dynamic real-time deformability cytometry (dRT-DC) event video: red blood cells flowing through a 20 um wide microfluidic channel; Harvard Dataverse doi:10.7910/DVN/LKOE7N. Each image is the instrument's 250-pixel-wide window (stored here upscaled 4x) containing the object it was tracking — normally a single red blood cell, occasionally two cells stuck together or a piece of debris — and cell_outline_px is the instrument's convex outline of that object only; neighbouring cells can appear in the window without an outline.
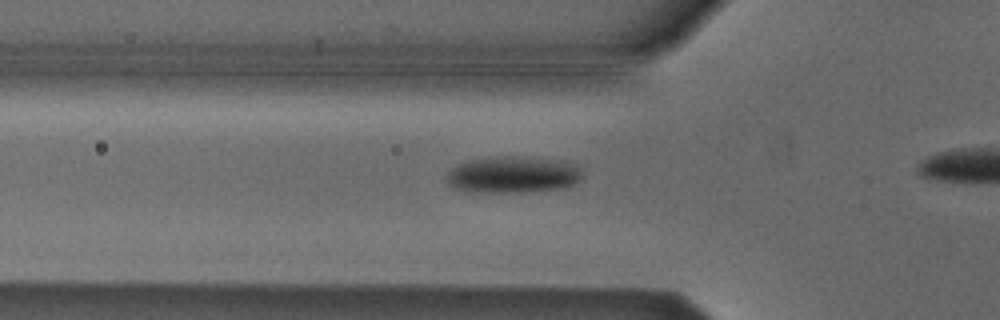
{"species": "Egyptian fruit bat (a non-hibernating species)", "species_latin": "Rousettus aegyptiacus", "temperature_condition": "cold", "stored_images_in_passage": 15, "camera_frame_rate_fps": 3000, "um_per_image_px": 0.085, "animal": {"sex": "male"}, "frame": {"image": 1, "passage_image": 3, "time_ms": 0.667, "image_size_px": [1000, 320], "cell_outline_px": [[584, 172], [580, 180], [576, 184], [568, 188], [524, 192], [464, 192], [452, 188], [448, 184], [448, 172], [452, 168], [468, 160], [488, 156], [512, 156], [564, 160], [584, 164]], "centroid_in_image_um": [43.71, 14.84], "position_along_channel_um": 82.1, "area_um2": 30.06}}
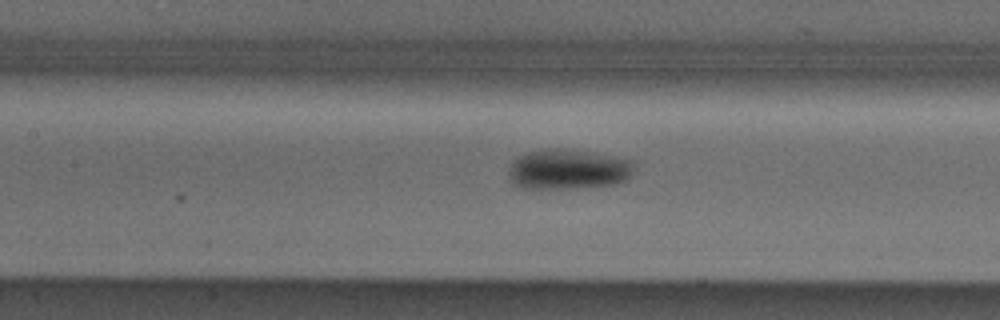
{"frame": {"image": 2, "passage_image": 9, "time_ms": 2.667, "image_size_px": [1000, 320], "cell_outline_px": [[632, 176], [628, 180], [612, 184], [576, 188], [524, 188], [512, 184], [508, 172], [512, 164], [520, 156], [528, 152], [548, 148], [568, 148], [612, 156], [632, 160]], "centroid_in_image_um": [48.29, 14.39], "position_along_channel_um": 159.1, "area_um2": 29.25}}
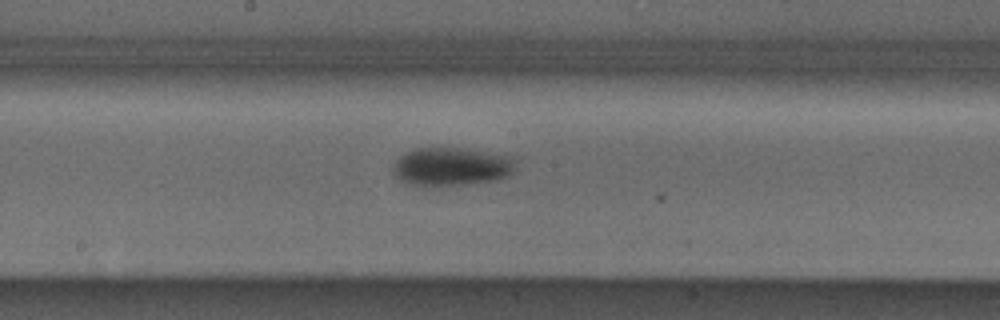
{"frame": {"image": 3, "passage_image": 13, "time_ms": 4.0, "image_size_px": [1000, 320], "cell_outline_px": [[516, 168], [508, 176], [496, 180], [472, 184], [428, 188], [424, 188], [408, 184], [400, 180], [392, 172], [392, 164], [400, 156], [416, 148], [456, 148], [512, 156], [516, 160]], "centroid_in_image_um": [38.34, 14.21], "position_along_channel_um": 209.9, "area_um2": 28.03}}